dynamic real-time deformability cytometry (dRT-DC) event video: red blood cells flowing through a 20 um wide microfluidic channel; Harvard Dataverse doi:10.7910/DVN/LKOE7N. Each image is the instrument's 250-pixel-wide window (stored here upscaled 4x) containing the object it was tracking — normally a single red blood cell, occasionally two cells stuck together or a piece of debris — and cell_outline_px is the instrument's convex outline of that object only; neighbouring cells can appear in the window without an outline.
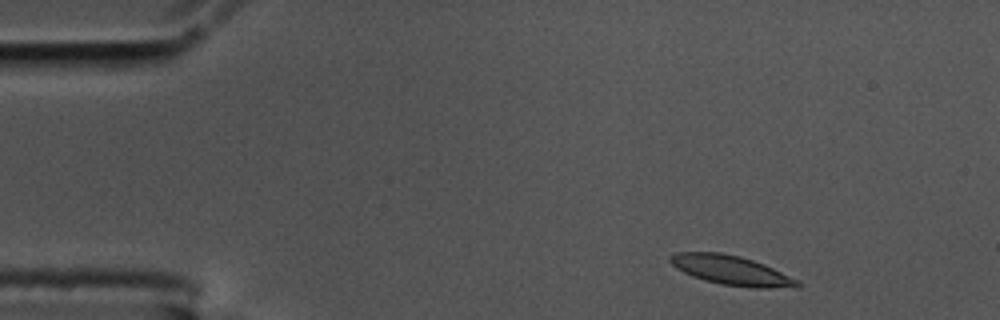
{"species": "common noctule bat (a hibernating species)", "species_latin": "Nyctalus noctula", "temperature_condition": "cold", "stored_images_in_passage": 51, "camera_frame_rate_fps": 3000, "um_per_image_px": 0.085, "animal": {"sex": "male", "body_mass_g": 17.5, "forearm_length_mm": 52.3}, "frame": {"image": 1, "passage_image": 1, "time_ms": 0.0, "image_size_px": [1000, 320], "cell_outline_px": [[800, 288], [752, 288], [720, 284], [704, 280], [692, 276], [676, 268], [668, 260], [668, 256], [676, 252], [720, 252], [740, 256], [764, 264], [796, 280], [800, 284]], "centroid_in_image_um": [62.12, 22.98], "position_along_channel_um": 22.9, "area_um2": 21.79}}
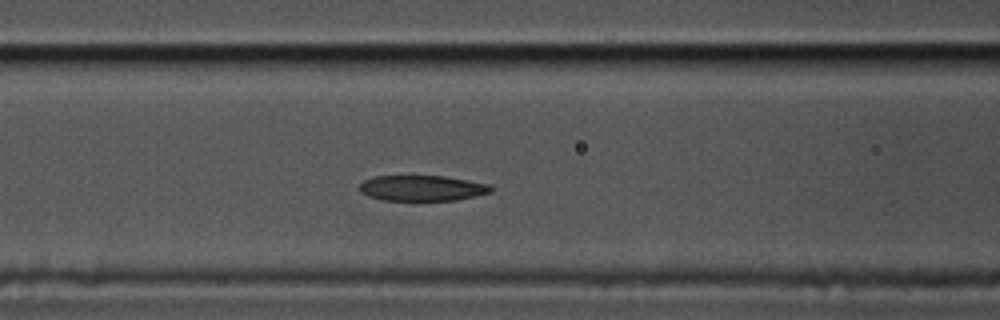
{"frame": {"image": 2, "passage_image": 17, "time_ms": 5.333, "image_size_px": [1000, 320], "cell_outline_px": [[492, 192], [476, 196], [456, 200], [384, 200], [368, 196], [360, 192], [356, 188], [364, 180], [372, 176], [444, 176], [468, 180], [488, 184], [492, 188]], "centroid_in_image_um": [35.84, 15.99], "position_along_channel_um": 130.8, "area_um2": 19.65}}
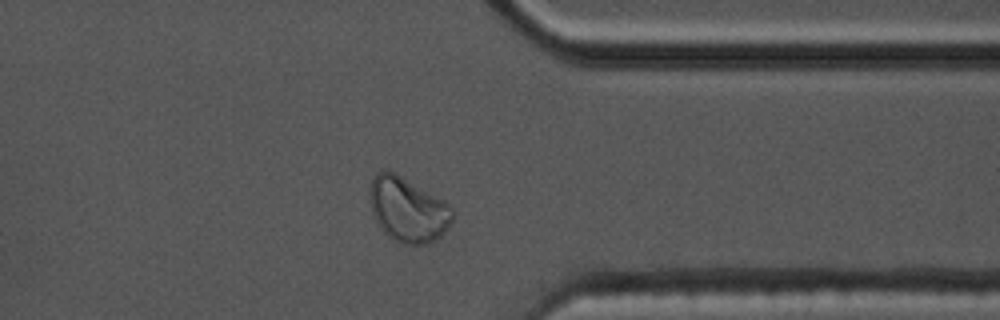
{"frame": {"image": 3, "passage_image": 39, "time_ms": 12.667, "image_size_px": [1000, 320], "cell_outline_px": [[456, 216], [444, 232], [436, 240], [428, 244], [404, 244], [388, 236], [384, 232], [376, 220], [372, 212], [368, 192], [372, 176], [376, 172], [392, 172], [400, 176], [444, 200], [452, 208]], "centroid_in_image_um": [34.67, 17.83], "position_along_channel_um": 376.7, "area_um2": 31.04}, "authors_computed_cell_mechanics": {"area_um2": 21.7906, "velocity_mm_per_s": 3.4338, "shape_relaxation_time_tau1_ms": 11.0411, "shape_relaxation_time_tau2_ms": 3.4868, "deformation_change_tau1": 0.2194, "deformation_change_tau2": 0.0795}}